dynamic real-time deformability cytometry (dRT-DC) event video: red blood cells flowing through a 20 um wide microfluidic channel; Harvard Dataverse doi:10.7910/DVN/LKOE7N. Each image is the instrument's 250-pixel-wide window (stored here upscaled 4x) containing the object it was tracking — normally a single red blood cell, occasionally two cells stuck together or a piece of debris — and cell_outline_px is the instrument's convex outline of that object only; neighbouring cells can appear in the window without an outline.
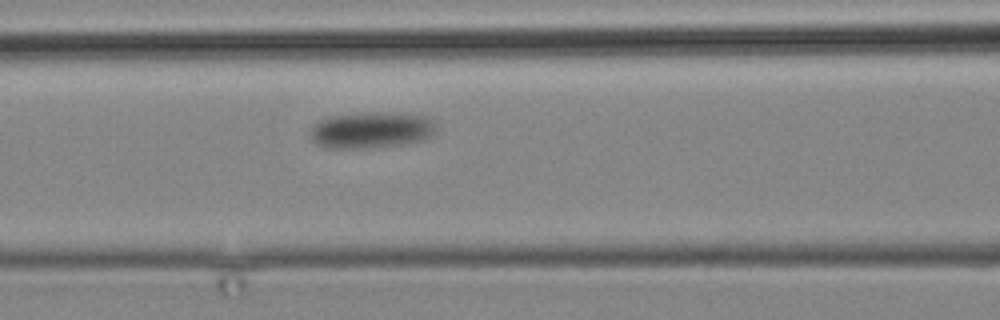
{"species": "common noctule bat (a hibernating species)", "species_latin": "Nyctalus noctula", "temperature_condition": "cold", "stored_images_in_passage": 11, "camera_frame_rate_fps": 3000, "um_per_image_px": 0.085, "animal": {"sex": "male", "body_mass_g": 19.2, "forearm_length_mm": 51.8}, "frame": {"image": 1, "passage_image": 11, "time_ms": 14.333, "image_size_px": [1000, 320], "cell_outline_px": [[436, 132], [432, 136], [424, 140], [400, 144], [364, 148], [324, 148], [316, 144], [308, 136], [308, 132], [320, 120], [328, 116], [372, 112], [400, 112], [424, 116], [432, 120], [436, 124]], "centroid_in_image_um": [31.55, 11.05], "position_along_channel_um": 135.0, "area_um2": 26.99}}